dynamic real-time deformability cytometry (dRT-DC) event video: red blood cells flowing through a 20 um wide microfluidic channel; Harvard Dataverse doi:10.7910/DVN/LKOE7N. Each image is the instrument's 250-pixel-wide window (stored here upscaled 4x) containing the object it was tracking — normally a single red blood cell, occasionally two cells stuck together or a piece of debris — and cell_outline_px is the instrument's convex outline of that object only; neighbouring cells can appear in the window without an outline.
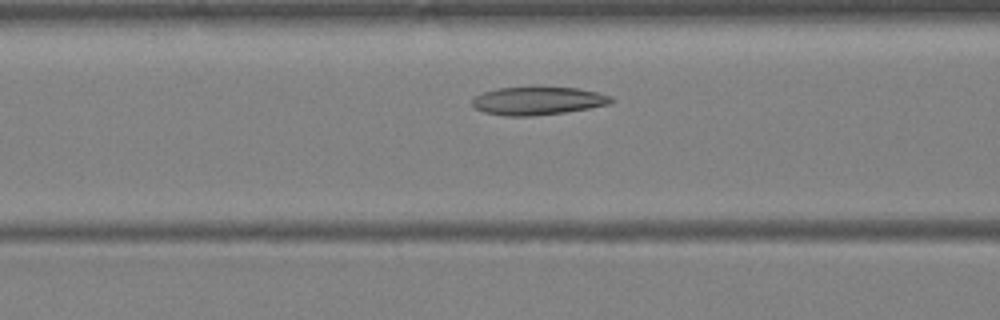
{"species": "Egyptian fruit bat (a non-hibernating species)", "species_latin": "Rousettus aegyptiacus", "temperature_condition": "warm", "stored_images_in_passage": 28, "camera_frame_rate_fps": 3000, "um_per_image_px": 0.085, "animal": {"sex": "female"}, "frame": {"image": 1, "passage_image": 5, "time_ms": 1.333, "image_size_px": [1000, 320], "cell_outline_px": [[616, 100], [612, 104], [564, 112], [532, 116], [504, 116], [484, 112], [476, 108], [472, 104], [472, 100], [476, 96], [484, 92], [496, 88], [532, 84], [576, 88], [596, 92], [612, 96]], "centroid_in_image_um": [45.73, 8.52], "position_along_channel_um": 120.9, "area_um2": 23.64}}
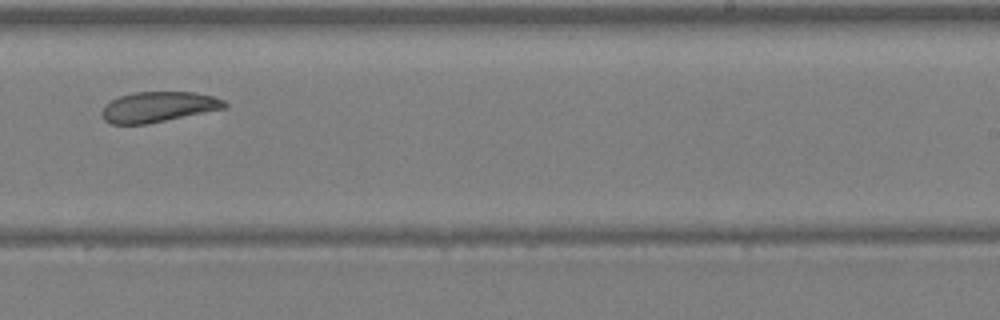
{"frame": {"image": 2, "passage_image": 14, "time_ms": 4.333, "image_size_px": [1000, 320], "cell_outline_px": [[228, 104], [224, 108], [148, 124], [112, 124], [104, 120], [104, 104], [120, 96], [136, 92], [196, 92], [212, 96], [224, 100]], "centroid_in_image_um": [13.47, 9.08], "position_along_channel_um": 275.5, "area_um2": 21.44}}
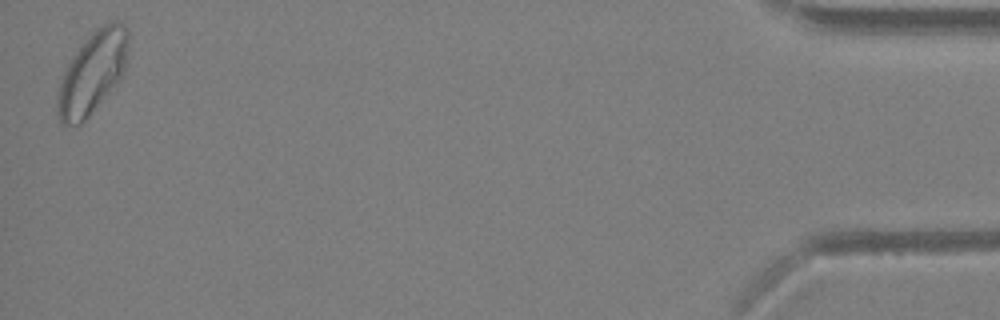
{"frame": {"image": 3, "passage_image": 28, "time_ms": 9.0, "image_size_px": [1000, 320], "cell_outline_px": [[128, 44], [124, 72], [120, 80], [88, 116], [80, 124], [60, 124], [56, 112], [56, 96], [60, 80], [68, 64], [76, 52], [96, 28], [104, 24], [116, 20], [120, 20], [124, 24], [128, 32]], "centroid_in_image_um": [7.85, 6.19], "position_along_channel_um": 427.4, "area_um2": 33.52}}